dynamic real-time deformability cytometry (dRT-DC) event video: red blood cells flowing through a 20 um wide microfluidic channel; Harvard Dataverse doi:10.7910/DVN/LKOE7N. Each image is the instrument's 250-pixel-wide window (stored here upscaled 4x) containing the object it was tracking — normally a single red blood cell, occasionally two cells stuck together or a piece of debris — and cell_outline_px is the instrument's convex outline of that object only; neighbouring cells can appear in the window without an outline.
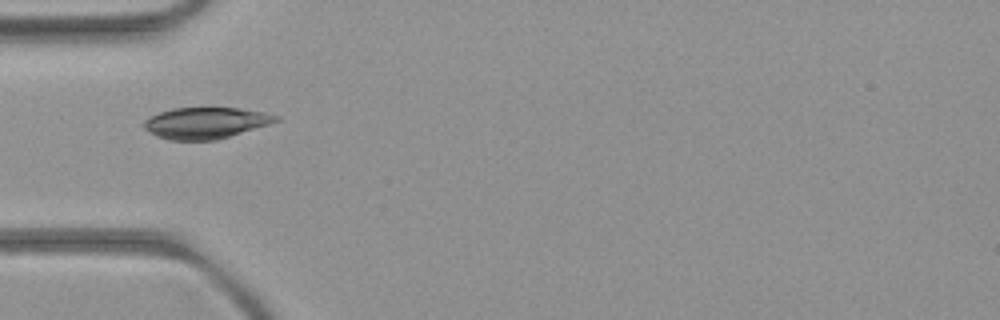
{"species": "common noctule bat (a hibernating species)", "species_latin": "Nyctalus noctula", "temperature_condition": "room temperature", "stored_images_in_passage": 4, "camera_frame_rate_fps": 3000, "um_per_image_px": 0.085, "animal": {"sex": "female", "body_mass_g": 21.9}, "frame": {"image": 1, "passage_image": 4, "time_ms": 3.333, "image_size_px": [1000, 320], "cell_outline_px": [[280, 120], [268, 124], [216, 140], [168, 140], [156, 136], [144, 128], [140, 124], [144, 120], [160, 112], [172, 108], [240, 108], [264, 112], [280, 116]], "centroid_in_image_um": [17.45, 10.45], "position_along_channel_um": 67.6, "area_um2": 23.99}}